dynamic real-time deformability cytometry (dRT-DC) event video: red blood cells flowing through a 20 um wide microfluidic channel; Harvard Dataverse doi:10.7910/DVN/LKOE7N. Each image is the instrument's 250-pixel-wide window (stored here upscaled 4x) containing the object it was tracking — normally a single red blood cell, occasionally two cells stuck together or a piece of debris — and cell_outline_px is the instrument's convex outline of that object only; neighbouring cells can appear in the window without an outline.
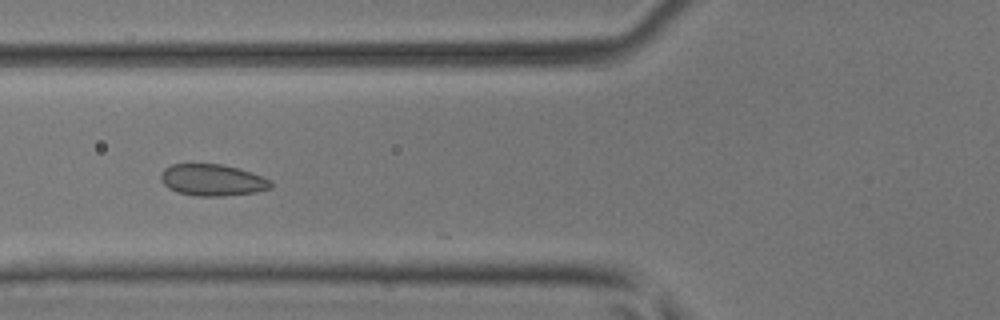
{"species": "common noctule bat (a hibernating species)", "species_latin": "Nyctalus noctula", "temperature_condition": "room temperature", "stored_images_in_passage": 20, "camera_frame_rate_fps": 3000, "um_per_image_px": 0.085, "animal": {"sex": "male", "body_mass_g": 17.9, "forearm_length_mm": 54.2}, "frame": {"image": 1, "passage_image": 17, "time_ms": 5.333, "image_size_px": [1000, 320], "cell_outline_px": [[272, 188], [256, 192], [224, 196], [196, 196], [176, 192], [168, 188], [160, 180], [160, 172], [164, 168], [172, 164], [220, 164], [240, 168], [264, 176], [272, 184]], "centroid_in_image_um": [18.04, 15.3], "position_along_channel_um": 107.8, "area_um2": 20.52}}